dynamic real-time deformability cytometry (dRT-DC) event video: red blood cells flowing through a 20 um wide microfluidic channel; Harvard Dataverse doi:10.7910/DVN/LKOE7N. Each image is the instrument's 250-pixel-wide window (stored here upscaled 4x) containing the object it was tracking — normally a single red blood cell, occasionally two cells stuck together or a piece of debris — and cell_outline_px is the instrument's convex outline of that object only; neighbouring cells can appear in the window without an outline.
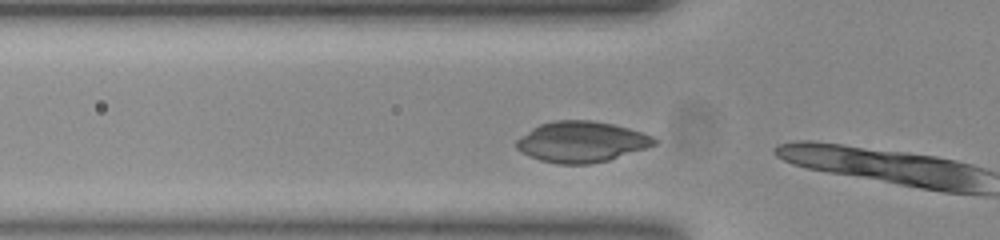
{"species": "common noctule bat (a hibernating species)", "species_latin": "Nyctalus noctula", "temperature_condition": "room temperature", "stored_images_in_passage": 3, "camera_frame_rate_fps": 3000, "um_per_image_px": 0.085, "animal": {"sex": "female", "body_mass_g": 23.0, "forearm_length_mm": 53.4}, "frame": {"image": 1, "passage_image": 2, "time_ms": 0.333, "image_size_px": [1000, 240], "cell_outline_px": [[656, 144], [648, 148], [608, 160], [588, 164], [560, 164], [540, 160], [516, 148], [516, 140], [532, 128], [540, 124], [552, 120], [592, 120], [612, 124], [628, 128], [652, 136], [656, 140]], "centroid_in_image_um": [49.44, 12.05], "position_along_channel_um": 76.4, "area_um2": 32.54}}